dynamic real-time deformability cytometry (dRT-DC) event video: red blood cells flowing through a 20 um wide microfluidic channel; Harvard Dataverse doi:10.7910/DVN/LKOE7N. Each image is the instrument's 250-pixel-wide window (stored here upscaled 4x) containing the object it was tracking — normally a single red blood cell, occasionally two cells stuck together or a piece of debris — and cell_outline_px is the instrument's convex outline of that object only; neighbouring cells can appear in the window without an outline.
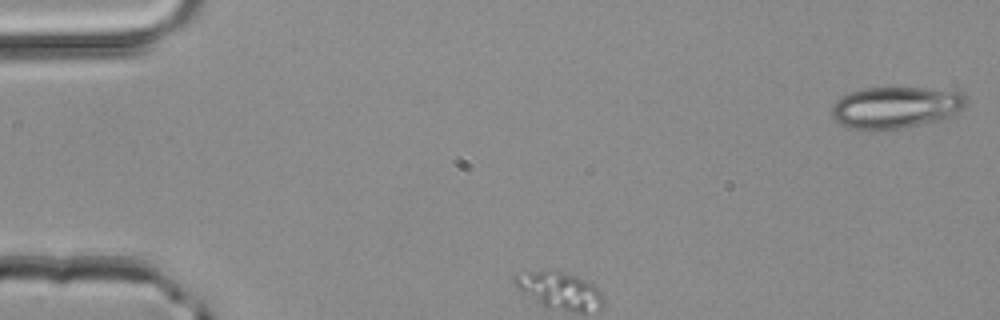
{"species": "common noctule bat (a hibernating species)", "species_latin": "Nyctalus noctula", "temperature_condition": "room temperature", "stored_images_in_passage": 3, "camera_frame_rate_fps": 3000, "um_per_image_px": 0.085, "animal": {"sex": "male", "body_mass_g": 20.4}, "frame": {"image": 1, "passage_image": 1, "time_ms": 0.0, "image_size_px": [1000, 320], "cell_outline_px": [[968, 104], [956, 112], [940, 120], [900, 128], [872, 132], [848, 128], [840, 124], [832, 116], [832, 104], [836, 100], [848, 92], [864, 88], [924, 88], [960, 92], [968, 100]], "centroid_in_image_um": [76.07, 9.15], "position_along_channel_um": 8.9, "area_um2": 32.89}}